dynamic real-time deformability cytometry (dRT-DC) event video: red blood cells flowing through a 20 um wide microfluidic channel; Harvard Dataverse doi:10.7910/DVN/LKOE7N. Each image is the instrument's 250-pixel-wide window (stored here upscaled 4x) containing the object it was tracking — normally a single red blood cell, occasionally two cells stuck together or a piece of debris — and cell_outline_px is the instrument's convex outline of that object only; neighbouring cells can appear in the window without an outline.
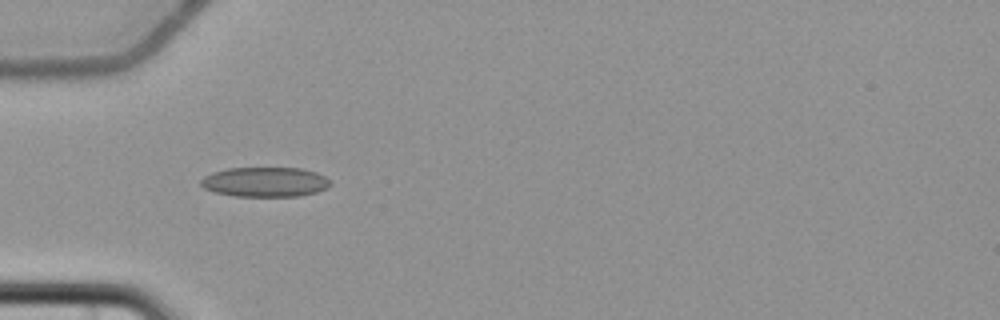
{"species": "common noctule bat (a hibernating species)", "species_latin": "Nyctalus noctula", "temperature_condition": "cold", "stored_images_in_passage": 6, "camera_frame_rate_fps": 3000, "um_per_image_px": 0.085, "animal": {"sex": "female", "body_mass_g": 22.7, "forearm_length_mm": 54.2}, "frame": {"image": 1, "passage_image": 5, "time_ms": 5.0, "image_size_px": [1000, 320], "cell_outline_px": [[332, 184], [328, 188], [316, 192], [300, 196], [236, 196], [216, 192], [204, 188], [200, 184], [200, 180], [204, 176], [212, 172], [228, 168], [300, 168], [316, 172], [332, 180]], "centroid_in_image_um": [22.56, 15.46], "position_along_channel_um": 62.4, "area_um2": 22.54}}
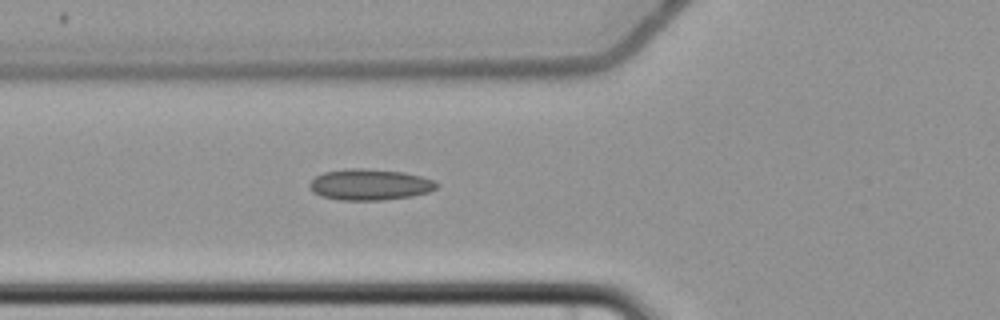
{"frame": {"image": 2, "passage_image": 6, "time_ms": 6.0, "image_size_px": [1000, 320], "cell_outline_px": [[440, 184], [436, 188], [428, 192], [412, 196], [384, 200], [340, 200], [320, 196], [312, 192], [308, 184], [316, 176], [324, 172], [348, 168], [364, 168], [404, 172], [420, 176], [432, 180]], "centroid_in_image_um": [31.41, 15.69], "position_along_channel_um": 94.4, "area_um2": 23.12}}